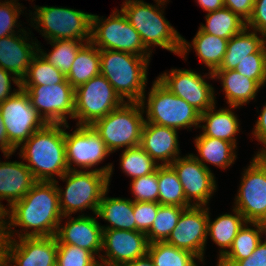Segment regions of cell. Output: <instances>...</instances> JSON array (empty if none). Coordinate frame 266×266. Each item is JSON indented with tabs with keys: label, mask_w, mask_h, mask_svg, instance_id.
I'll use <instances>...</instances> for the list:
<instances>
[{
	"label": "cell",
	"mask_w": 266,
	"mask_h": 266,
	"mask_svg": "<svg viewBox=\"0 0 266 266\" xmlns=\"http://www.w3.org/2000/svg\"><path fill=\"white\" fill-rule=\"evenodd\" d=\"M233 266H266V240L264 243L260 241L248 258L237 261Z\"/></svg>",
	"instance_id": "7dc6e473"
},
{
	"label": "cell",
	"mask_w": 266,
	"mask_h": 266,
	"mask_svg": "<svg viewBox=\"0 0 266 266\" xmlns=\"http://www.w3.org/2000/svg\"><path fill=\"white\" fill-rule=\"evenodd\" d=\"M99 50H114L150 57L142 43L139 32L129 23L120 10L114 12L105 21L92 15L91 41Z\"/></svg>",
	"instance_id": "52a82bcc"
},
{
	"label": "cell",
	"mask_w": 266,
	"mask_h": 266,
	"mask_svg": "<svg viewBox=\"0 0 266 266\" xmlns=\"http://www.w3.org/2000/svg\"><path fill=\"white\" fill-rule=\"evenodd\" d=\"M100 71V50L91 42H86V45L79 49L71 69L66 75V80L75 89L91 78L100 75Z\"/></svg>",
	"instance_id": "4316f807"
},
{
	"label": "cell",
	"mask_w": 266,
	"mask_h": 266,
	"mask_svg": "<svg viewBox=\"0 0 266 266\" xmlns=\"http://www.w3.org/2000/svg\"><path fill=\"white\" fill-rule=\"evenodd\" d=\"M195 144L202 158L199 159L197 156L194 157L206 168H208V166L202 161L209 162L225 169L230 166L236 158L233 150L236 148V145L229 141L203 136L201 134L195 139Z\"/></svg>",
	"instance_id": "f546056e"
},
{
	"label": "cell",
	"mask_w": 266,
	"mask_h": 266,
	"mask_svg": "<svg viewBox=\"0 0 266 266\" xmlns=\"http://www.w3.org/2000/svg\"><path fill=\"white\" fill-rule=\"evenodd\" d=\"M34 13L37 14L34 23L37 22L38 27L42 26L43 35L50 41L62 39L91 41L93 14L50 6L38 7Z\"/></svg>",
	"instance_id": "30bf717a"
},
{
	"label": "cell",
	"mask_w": 266,
	"mask_h": 266,
	"mask_svg": "<svg viewBox=\"0 0 266 266\" xmlns=\"http://www.w3.org/2000/svg\"><path fill=\"white\" fill-rule=\"evenodd\" d=\"M123 266H155L153 260L147 253L145 256L137 258L131 262L124 264Z\"/></svg>",
	"instance_id": "db71d44e"
},
{
	"label": "cell",
	"mask_w": 266,
	"mask_h": 266,
	"mask_svg": "<svg viewBox=\"0 0 266 266\" xmlns=\"http://www.w3.org/2000/svg\"><path fill=\"white\" fill-rule=\"evenodd\" d=\"M148 254L155 266H197L196 255L166 242L149 243Z\"/></svg>",
	"instance_id": "e575fe53"
},
{
	"label": "cell",
	"mask_w": 266,
	"mask_h": 266,
	"mask_svg": "<svg viewBox=\"0 0 266 266\" xmlns=\"http://www.w3.org/2000/svg\"><path fill=\"white\" fill-rule=\"evenodd\" d=\"M149 57L122 51L100 50L101 71L124 101L140 102L144 107Z\"/></svg>",
	"instance_id": "3957f363"
},
{
	"label": "cell",
	"mask_w": 266,
	"mask_h": 266,
	"mask_svg": "<svg viewBox=\"0 0 266 266\" xmlns=\"http://www.w3.org/2000/svg\"><path fill=\"white\" fill-rule=\"evenodd\" d=\"M124 102L100 74L75 88L74 118L79 119L78 126H91Z\"/></svg>",
	"instance_id": "9c48e42d"
},
{
	"label": "cell",
	"mask_w": 266,
	"mask_h": 266,
	"mask_svg": "<svg viewBox=\"0 0 266 266\" xmlns=\"http://www.w3.org/2000/svg\"><path fill=\"white\" fill-rule=\"evenodd\" d=\"M197 2L208 13L224 7L223 0H197Z\"/></svg>",
	"instance_id": "816d5d0a"
},
{
	"label": "cell",
	"mask_w": 266,
	"mask_h": 266,
	"mask_svg": "<svg viewBox=\"0 0 266 266\" xmlns=\"http://www.w3.org/2000/svg\"><path fill=\"white\" fill-rule=\"evenodd\" d=\"M184 209L175 205H159L156 218L150 230L146 233L148 242H165L176 227Z\"/></svg>",
	"instance_id": "74e56055"
},
{
	"label": "cell",
	"mask_w": 266,
	"mask_h": 266,
	"mask_svg": "<svg viewBox=\"0 0 266 266\" xmlns=\"http://www.w3.org/2000/svg\"><path fill=\"white\" fill-rule=\"evenodd\" d=\"M209 208L190 206L185 208L172 230L166 243L177 248L190 251L203 261L204 247L207 237Z\"/></svg>",
	"instance_id": "9a60e30c"
},
{
	"label": "cell",
	"mask_w": 266,
	"mask_h": 266,
	"mask_svg": "<svg viewBox=\"0 0 266 266\" xmlns=\"http://www.w3.org/2000/svg\"><path fill=\"white\" fill-rule=\"evenodd\" d=\"M102 249H106L100 266H123L148 253L149 242L146 233L119 229H102Z\"/></svg>",
	"instance_id": "e0dca14e"
},
{
	"label": "cell",
	"mask_w": 266,
	"mask_h": 266,
	"mask_svg": "<svg viewBox=\"0 0 266 266\" xmlns=\"http://www.w3.org/2000/svg\"><path fill=\"white\" fill-rule=\"evenodd\" d=\"M0 266H10V264H8L7 260L4 258V259L0 262Z\"/></svg>",
	"instance_id": "6f0895ef"
},
{
	"label": "cell",
	"mask_w": 266,
	"mask_h": 266,
	"mask_svg": "<svg viewBox=\"0 0 266 266\" xmlns=\"http://www.w3.org/2000/svg\"><path fill=\"white\" fill-rule=\"evenodd\" d=\"M56 266H100L88 250L75 245L57 244Z\"/></svg>",
	"instance_id": "ab89813d"
},
{
	"label": "cell",
	"mask_w": 266,
	"mask_h": 266,
	"mask_svg": "<svg viewBox=\"0 0 266 266\" xmlns=\"http://www.w3.org/2000/svg\"><path fill=\"white\" fill-rule=\"evenodd\" d=\"M143 110L140 102L125 101L120 107L95 121L91 127L111 153L124 146L126 149L137 147L140 146L145 122Z\"/></svg>",
	"instance_id": "8992f818"
},
{
	"label": "cell",
	"mask_w": 266,
	"mask_h": 266,
	"mask_svg": "<svg viewBox=\"0 0 266 266\" xmlns=\"http://www.w3.org/2000/svg\"><path fill=\"white\" fill-rule=\"evenodd\" d=\"M112 165L91 171L68 170L62 177L67 180L66 190L57 187L59 207L64 217L78 210L90 208L96 214L103 194L108 191ZM63 195V196H62Z\"/></svg>",
	"instance_id": "5b68a950"
},
{
	"label": "cell",
	"mask_w": 266,
	"mask_h": 266,
	"mask_svg": "<svg viewBox=\"0 0 266 266\" xmlns=\"http://www.w3.org/2000/svg\"><path fill=\"white\" fill-rule=\"evenodd\" d=\"M18 6L19 3L17 5L13 0L0 3V38L14 34V26H16L17 18L22 11Z\"/></svg>",
	"instance_id": "ee69618b"
},
{
	"label": "cell",
	"mask_w": 266,
	"mask_h": 266,
	"mask_svg": "<svg viewBox=\"0 0 266 266\" xmlns=\"http://www.w3.org/2000/svg\"><path fill=\"white\" fill-rule=\"evenodd\" d=\"M254 136L263 144L266 143V105L257 120Z\"/></svg>",
	"instance_id": "681fc988"
},
{
	"label": "cell",
	"mask_w": 266,
	"mask_h": 266,
	"mask_svg": "<svg viewBox=\"0 0 266 266\" xmlns=\"http://www.w3.org/2000/svg\"><path fill=\"white\" fill-rule=\"evenodd\" d=\"M257 230L243 225L234 238L229 250H221L218 266H233L237 261L248 258L261 241V233H266V224L251 222Z\"/></svg>",
	"instance_id": "484cf974"
},
{
	"label": "cell",
	"mask_w": 266,
	"mask_h": 266,
	"mask_svg": "<svg viewBox=\"0 0 266 266\" xmlns=\"http://www.w3.org/2000/svg\"><path fill=\"white\" fill-rule=\"evenodd\" d=\"M102 226L96 218L79 216L71 218L65 226L57 229V244L75 245L90 251L93 255L102 251Z\"/></svg>",
	"instance_id": "44dd1931"
},
{
	"label": "cell",
	"mask_w": 266,
	"mask_h": 266,
	"mask_svg": "<svg viewBox=\"0 0 266 266\" xmlns=\"http://www.w3.org/2000/svg\"><path fill=\"white\" fill-rule=\"evenodd\" d=\"M27 37L15 36V34L0 38V67L9 71L15 77L12 81L20 88V82L24 79L33 57L38 53L36 43H26ZM36 49V50H35ZM36 51V52H35Z\"/></svg>",
	"instance_id": "ffe728a7"
},
{
	"label": "cell",
	"mask_w": 266,
	"mask_h": 266,
	"mask_svg": "<svg viewBox=\"0 0 266 266\" xmlns=\"http://www.w3.org/2000/svg\"><path fill=\"white\" fill-rule=\"evenodd\" d=\"M206 22V26L200 27L203 32L225 39H230L246 28V21L227 7L209 12Z\"/></svg>",
	"instance_id": "4dcf8cb0"
},
{
	"label": "cell",
	"mask_w": 266,
	"mask_h": 266,
	"mask_svg": "<svg viewBox=\"0 0 266 266\" xmlns=\"http://www.w3.org/2000/svg\"><path fill=\"white\" fill-rule=\"evenodd\" d=\"M68 125L45 124L35 131L21 147V157L27 160L36 181H54V174L62 177L68 170L64 129Z\"/></svg>",
	"instance_id": "7a4b0ae2"
},
{
	"label": "cell",
	"mask_w": 266,
	"mask_h": 266,
	"mask_svg": "<svg viewBox=\"0 0 266 266\" xmlns=\"http://www.w3.org/2000/svg\"><path fill=\"white\" fill-rule=\"evenodd\" d=\"M264 146L266 148V143H264ZM255 158L258 159L266 167V149L258 152Z\"/></svg>",
	"instance_id": "11a10c76"
},
{
	"label": "cell",
	"mask_w": 266,
	"mask_h": 266,
	"mask_svg": "<svg viewBox=\"0 0 266 266\" xmlns=\"http://www.w3.org/2000/svg\"><path fill=\"white\" fill-rule=\"evenodd\" d=\"M54 50L46 54L38 47V53L43 59L60 70L65 76L69 73L79 49L84 45L81 40H54L51 41Z\"/></svg>",
	"instance_id": "8d00e7d4"
},
{
	"label": "cell",
	"mask_w": 266,
	"mask_h": 266,
	"mask_svg": "<svg viewBox=\"0 0 266 266\" xmlns=\"http://www.w3.org/2000/svg\"><path fill=\"white\" fill-rule=\"evenodd\" d=\"M147 103L148 123L176 130L200 123V113L167 89L158 79L154 81Z\"/></svg>",
	"instance_id": "ba28073f"
},
{
	"label": "cell",
	"mask_w": 266,
	"mask_h": 266,
	"mask_svg": "<svg viewBox=\"0 0 266 266\" xmlns=\"http://www.w3.org/2000/svg\"><path fill=\"white\" fill-rule=\"evenodd\" d=\"M103 194L96 215L111 223L102 229H119L136 231V221L133 213L134 202L130 199L108 198Z\"/></svg>",
	"instance_id": "d4e9b609"
},
{
	"label": "cell",
	"mask_w": 266,
	"mask_h": 266,
	"mask_svg": "<svg viewBox=\"0 0 266 266\" xmlns=\"http://www.w3.org/2000/svg\"><path fill=\"white\" fill-rule=\"evenodd\" d=\"M8 210L3 207V205H1L0 203V237L6 238L8 231H6L8 229V223H6L4 221L5 217L8 216ZM6 224V225H5Z\"/></svg>",
	"instance_id": "f5cc1de1"
},
{
	"label": "cell",
	"mask_w": 266,
	"mask_h": 266,
	"mask_svg": "<svg viewBox=\"0 0 266 266\" xmlns=\"http://www.w3.org/2000/svg\"><path fill=\"white\" fill-rule=\"evenodd\" d=\"M121 168L131 176L132 179L151 174L156 171V161H154L146 151L140 147L128 148L123 151L121 156Z\"/></svg>",
	"instance_id": "f35d334b"
},
{
	"label": "cell",
	"mask_w": 266,
	"mask_h": 266,
	"mask_svg": "<svg viewBox=\"0 0 266 266\" xmlns=\"http://www.w3.org/2000/svg\"><path fill=\"white\" fill-rule=\"evenodd\" d=\"M211 78H219L222 81L226 93L227 103L231 108L247 103L255 98L261 85L256 81L241 75L235 70H215L209 73Z\"/></svg>",
	"instance_id": "cb8c5ba5"
},
{
	"label": "cell",
	"mask_w": 266,
	"mask_h": 266,
	"mask_svg": "<svg viewBox=\"0 0 266 266\" xmlns=\"http://www.w3.org/2000/svg\"><path fill=\"white\" fill-rule=\"evenodd\" d=\"M131 190L135 196L133 202H158L159 185L157 169L155 172L142 177L132 179Z\"/></svg>",
	"instance_id": "b9f144b4"
},
{
	"label": "cell",
	"mask_w": 266,
	"mask_h": 266,
	"mask_svg": "<svg viewBox=\"0 0 266 266\" xmlns=\"http://www.w3.org/2000/svg\"><path fill=\"white\" fill-rule=\"evenodd\" d=\"M65 79L66 76L60 70L37 53L33 57L24 79L21 80L20 86H47L62 83Z\"/></svg>",
	"instance_id": "d590c367"
},
{
	"label": "cell",
	"mask_w": 266,
	"mask_h": 266,
	"mask_svg": "<svg viewBox=\"0 0 266 266\" xmlns=\"http://www.w3.org/2000/svg\"><path fill=\"white\" fill-rule=\"evenodd\" d=\"M10 230L5 241V259L13 266H56L57 238L20 237L19 243L12 240ZM12 266V265H11Z\"/></svg>",
	"instance_id": "5bb4252c"
},
{
	"label": "cell",
	"mask_w": 266,
	"mask_h": 266,
	"mask_svg": "<svg viewBox=\"0 0 266 266\" xmlns=\"http://www.w3.org/2000/svg\"><path fill=\"white\" fill-rule=\"evenodd\" d=\"M157 79L177 97L184 99L200 114L215 105L213 87L192 70L172 69Z\"/></svg>",
	"instance_id": "2e32d148"
},
{
	"label": "cell",
	"mask_w": 266,
	"mask_h": 266,
	"mask_svg": "<svg viewBox=\"0 0 266 266\" xmlns=\"http://www.w3.org/2000/svg\"><path fill=\"white\" fill-rule=\"evenodd\" d=\"M9 71H6L0 67V104L13 96L16 92L10 94L11 89V75Z\"/></svg>",
	"instance_id": "c3c4849f"
},
{
	"label": "cell",
	"mask_w": 266,
	"mask_h": 266,
	"mask_svg": "<svg viewBox=\"0 0 266 266\" xmlns=\"http://www.w3.org/2000/svg\"><path fill=\"white\" fill-rule=\"evenodd\" d=\"M247 30L245 28L228 40L226 53L217 70H234L248 55L256 53L266 43L264 38L257 36L256 31L248 33Z\"/></svg>",
	"instance_id": "f1b7e54d"
},
{
	"label": "cell",
	"mask_w": 266,
	"mask_h": 266,
	"mask_svg": "<svg viewBox=\"0 0 266 266\" xmlns=\"http://www.w3.org/2000/svg\"><path fill=\"white\" fill-rule=\"evenodd\" d=\"M8 210L11 226L34 228L32 232L19 234L20 237L55 236L63 217L59 207L57 181H36L28 193L13 203Z\"/></svg>",
	"instance_id": "6da1fadb"
},
{
	"label": "cell",
	"mask_w": 266,
	"mask_h": 266,
	"mask_svg": "<svg viewBox=\"0 0 266 266\" xmlns=\"http://www.w3.org/2000/svg\"><path fill=\"white\" fill-rule=\"evenodd\" d=\"M156 1H157V4H158V7H159V5H163L166 0H156Z\"/></svg>",
	"instance_id": "680465c9"
},
{
	"label": "cell",
	"mask_w": 266,
	"mask_h": 266,
	"mask_svg": "<svg viewBox=\"0 0 266 266\" xmlns=\"http://www.w3.org/2000/svg\"><path fill=\"white\" fill-rule=\"evenodd\" d=\"M142 147L146 153L155 161L162 160L163 164L170 165L179 154L177 130L144 122L141 132Z\"/></svg>",
	"instance_id": "7402d4cb"
},
{
	"label": "cell",
	"mask_w": 266,
	"mask_h": 266,
	"mask_svg": "<svg viewBox=\"0 0 266 266\" xmlns=\"http://www.w3.org/2000/svg\"><path fill=\"white\" fill-rule=\"evenodd\" d=\"M157 179L160 205H175L183 208L192 206L186 201L183 186L170 165H159L157 167Z\"/></svg>",
	"instance_id": "1f68e13d"
},
{
	"label": "cell",
	"mask_w": 266,
	"mask_h": 266,
	"mask_svg": "<svg viewBox=\"0 0 266 266\" xmlns=\"http://www.w3.org/2000/svg\"><path fill=\"white\" fill-rule=\"evenodd\" d=\"M0 110L8 141L15 150L46 124L21 88L0 104Z\"/></svg>",
	"instance_id": "7c38bea8"
},
{
	"label": "cell",
	"mask_w": 266,
	"mask_h": 266,
	"mask_svg": "<svg viewBox=\"0 0 266 266\" xmlns=\"http://www.w3.org/2000/svg\"><path fill=\"white\" fill-rule=\"evenodd\" d=\"M248 26L266 37V0H255L252 16L246 22V28Z\"/></svg>",
	"instance_id": "f6af8a7d"
},
{
	"label": "cell",
	"mask_w": 266,
	"mask_h": 266,
	"mask_svg": "<svg viewBox=\"0 0 266 266\" xmlns=\"http://www.w3.org/2000/svg\"><path fill=\"white\" fill-rule=\"evenodd\" d=\"M20 88L28 94L32 106L46 124L67 125L66 115L74 118L75 89L66 79L53 85Z\"/></svg>",
	"instance_id": "8fae6325"
},
{
	"label": "cell",
	"mask_w": 266,
	"mask_h": 266,
	"mask_svg": "<svg viewBox=\"0 0 266 266\" xmlns=\"http://www.w3.org/2000/svg\"><path fill=\"white\" fill-rule=\"evenodd\" d=\"M0 149L6 157H9L15 149L10 145L7 137L6 128L0 110Z\"/></svg>",
	"instance_id": "f907efd6"
},
{
	"label": "cell",
	"mask_w": 266,
	"mask_h": 266,
	"mask_svg": "<svg viewBox=\"0 0 266 266\" xmlns=\"http://www.w3.org/2000/svg\"><path fill=\"white\" fill-rule=\"evenodd\" d=\"M255 0H223L224 7L238 14L246 22L252 16Z\"/></svg>",
	"instance_id": "bcb514c9"
},
{
	"label": "cell",
	"mask_w": 266,
	"mask_h": 266,
	"mask_svg": "<svg viewBox=\"0 0 266 266\" xmlns=\"http://www.w3.org/2000/svg\"><path fill=\"white\" fill-rule=\"evenodd\" d=\"M235 204L247 223L266 224V167L255 157L243 174Z\"/></svg>",
	"instance_id": "4fadbf2b"
},
{
	"label": "cell",
	"mask_w": 266,
	"mask_h": 266,
	"mask_svg": "<svg viewBox=\"0 0 266 266\" xmlns=\"http://www.w3.org/2000/svg\"><path fill=\"white\" fill-rule=\"evenodd\" d=\"M5 241L6 238L0 237V262L5 258Z\"/></svg>",
	"instance_id": "9f6ffc18"
},
{
	"label": "cell",
	"mask_w": 266,
	"mask_h": 266,
	"mask_svg": "<svg viewBox=\"0 0 266 266\" xmlns=\"http://www.w3.org/2000/svg\"><path fill=\"white\" fill-rule=\"evenodd\" d=\"M158 202H134L133 213L136 221V231L147 233L156 218Z\"/></svg>",
	"instance_id": "7bdbcfd3"
},
{
	"label": "cell",
	"mask_w": 266,
	"mask_h": 266,
	"mask_svg": "<svg viewBox=\"0 0 266 266\" xmlns=\"http://www.w3.org/2000/svg\"><path fill=\"white\" fill-rule=\"evenodd\" d=\"M212 106L210 109L200 114V123L206 122L203 125V136L214 137L224 141H229L236 144L234 135L239 132V123L237 117L229 109H221L214 111Z\"/></svg>",
	"instance_id": "83f0119b"
},
{
	"label": "cell",
	"mask_w": 266,
	"mask_h": 266,
	"mask_svg": "<svg viewBox=\"0 0 266 266\" xmlns=\"http://www.w3.org/2000/svg\"><path fill=\"white\" fill-rule=\"evenodd\" d=\"M64 140L69 170H76L71 167L72 163L82 168H91L110 154L105 142L91 126H79L73 134L64 131Z\"/></svg>",
	"instance_id": "d6986e66"
},
{
	"label": "cell",
	"mask_w": 266,
	"mask_h": 266,
	"mask_svg": "<svg viewBox=\"0 0 266 266\" xmlns=\"http://www.w3.org/2000/svg\"><path fill=\"white\" fill-rule=\"evenodd\" d=\"M122 6V12L133 28L139 32L146 49L154 44L182 56L191 47L165 20L159 8L143 0H126Z\"/></svg>",
	"instance_id": "277c9868"
},
{
	"label": "cell",
	"mask_w": 266,
	"mask_h": 266,
	"mask_svg": "<svg viewBox=\"0 0 266 266\" xmlns=\"http://www.w3.org/2000/svg\"><path fill=\"white\" fill-rule=\"evenodd\" d=\"M234 212L235 215L224 214L213 222H210V218H208L207 235L209 234L222 249H230L238 231L244 223L247 224L244 216L236 208H234Z\"/></svg>",
	"instance_id": "836d02e7"
},
{
	"label": "cell",
	"mask_w": 266,
	"mask_h": 266,
	"mask_svg": "<svg viewBox=\"0 0 266 266\" xmlns=\"http://www.w3.org/2000/svg\"><path fill=\"white\" fill-rule=\"evenodd\" d=\"M228 40L205 33L199 28L192 41L197 55L209 67L212 73L220 67L223 61Z\"/></svg>",
	"instance_id": "d6a6232c"
},
{
	"label": "cell",
	"mask_w": 266,
	"mask_h": 266,
	"mask_svg": "<svg viewBox=\"0 0 266 266\" xmlns=\"http://www.w3.org/2000/svg\"><path fill=\"white\" fill-rule=\"evenodd\" d=\"M36 182L30 169L22 162H0V200L11 206L21 200Z\"/></svg>",
	"instance_id": "603a6c76"
},
{
	"label": "cell",
	"mask_w": 266,
	"mask_h": 266,
	"mask_svg": "<svg viewBox=\"0 0 266 266\" xmlns=\"http://www.w3.org/2000/svg\"><path fill=\"white\" fill-rule=\"evenodd\" d=\"M170 166L183 186L186 201L190 204L193 197L196 203H192V206H207L211 194L216 190L211 170L201 164L192 154L183 158L177 157Z\"/></svg>",
	"instance_id": "ac0fdd59"
},
{
	"label": "cell",
	"mask_w": 266,
	"mask_h": 266,
	"mask_svg": "<svg viewBox=\"0 0 266 266\" xmlns=\"http://www.w3.org/2000/svg\"><path fill=\"white\" fill-rule=\"evenodd\" d=\"M249 79L256 80L261 86L266 82V43L250 54L234 69Z\"/></svg>",
	"instance_id": "60d3db41"
}]
</instances>
